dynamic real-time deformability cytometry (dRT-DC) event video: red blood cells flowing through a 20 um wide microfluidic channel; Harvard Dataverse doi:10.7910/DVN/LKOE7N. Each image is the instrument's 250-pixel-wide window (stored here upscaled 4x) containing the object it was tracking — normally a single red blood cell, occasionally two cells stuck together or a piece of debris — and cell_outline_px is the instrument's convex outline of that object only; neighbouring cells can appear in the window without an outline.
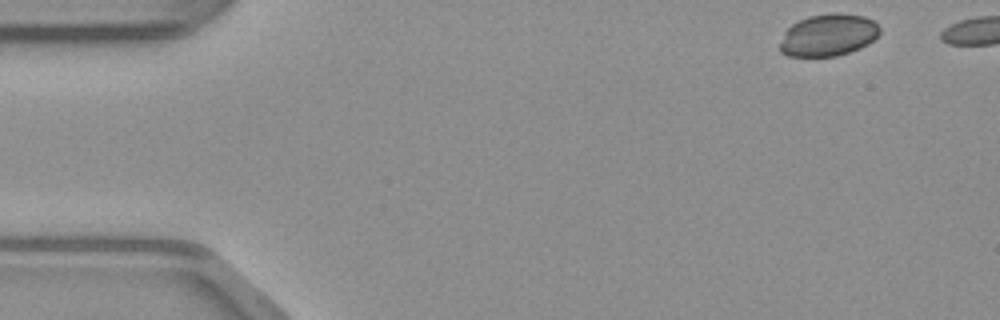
{"species": "common noctule bat (a hibernating species)", "species_latin": "Nyctalus noctula", "temperature_condition": "warm", "stored_images_in_passage": 40, "camera_frame_rate_fps": 3000, "um_per_image_px": 0.085, "animal": {"sex": "male", "body_mass_g": 23.1, "forearm_length_mm": 52.7}, "frame": {"image": 1, "passage_image": 1, "time_ms": 0.0, "image_size_px": [1000, 320], "cell_outline_px": [[880, 32], [868, 44], [860, 48], [836, 56], [788, 56], [780, 52], [780, 44], [784, 32], [792, 24], [808, 16], [832, 12], [836, 12], [864, 16], [872, 20], [880, 28]], "centroid_in_image_um": [70.39, 2.97], "position_along_channel_um": 14.6, "area_um2": 24.45}}
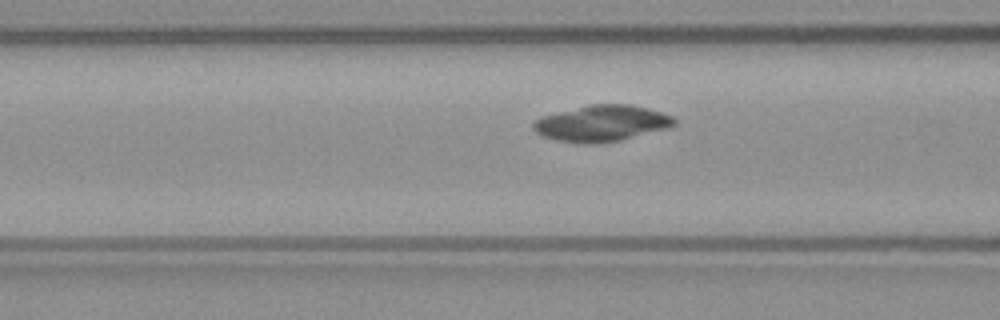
{"frame": {"image": 2, "passage_image": 16, "time_ms": 5.0, "image_size_px": [1000, 320], "cell_outline_px": [[676, 124], [668, 128], [620, 140], [600, 144], [584, 144], [556, 140], [540, 136], [532, 128], [532, 124], [536, 120], [544, 116], [592, 104], [628, 104], [648, 108], [672, 116], [676, 120]], "centroid_in_image_um": [51.15, 10.5], "position_along_channel_um": 115.5, "area_um2": 29.54}}
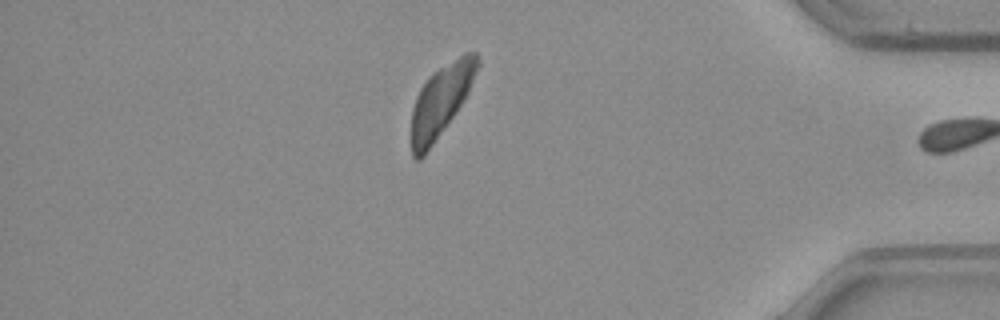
{"frame": {"image": 3, "passage_image": 39, "time_ms": 12.667, "image_size_px": [1000, 320], "cell_outline_px": [[480, 64], [468, 92], [452, 116], [424, 156], [420, 160], [416, 160], [412, 156], [412, 108], [416, 96], [420, 88], [428, 76], [464, 52], [476, 52], [480, 56]], "centroid_in_image_um": [37.47, 8.52], "position_along_channel_um": 397.7, "area_um2": 26.99}}